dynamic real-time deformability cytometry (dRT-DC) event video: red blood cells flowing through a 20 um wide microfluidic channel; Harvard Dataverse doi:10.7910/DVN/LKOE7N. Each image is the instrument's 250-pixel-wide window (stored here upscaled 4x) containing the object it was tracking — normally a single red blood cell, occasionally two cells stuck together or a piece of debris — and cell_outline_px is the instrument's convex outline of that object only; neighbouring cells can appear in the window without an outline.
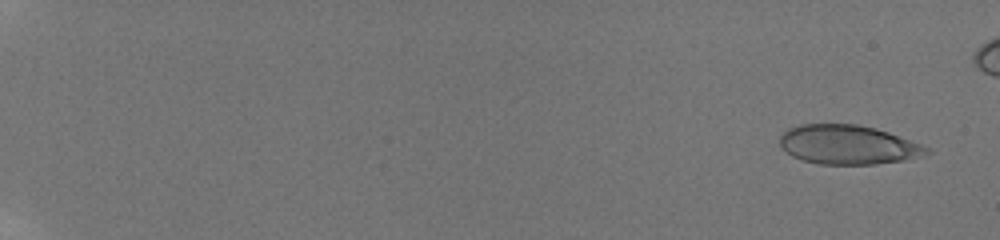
{"species": "human", "species_latin": "Homo sapiens", "temperature_condition": "room temperature", "stored_images_in_passage": 63, "camera_frame_rate_fps": 3000, "um_per_image_px": 0.085, "donor": {"sex": "male"}, "frame": {"image": 1, "passage_image": 4, "time_ms": 0.667, "image_size_px": [1000, 240], "cell_outline_px": [[932, 152], [904, 160], [876, 164], [820, 164], [804, 160], [792, 156], [780, 144], [780, 136], [788, 128], [800, 124], [856, 124], [876, 128], [888, 132], [920, 144], [928, 148]], "centroid_in_image_um": [72.07, 12.29], "position_along_channel_um": 12.9, "area_um2": 33.23}}
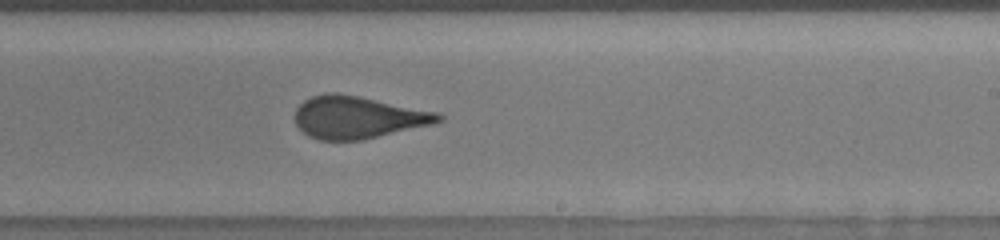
{"frame": {"image": 2, "passage_image": 50, "time_ms": 12.667, "image_size_px": [1000, 240], "cell_outline_px": [[444, 120], [432, 124], [364, 140], [320, 140], [308, 136], [296, 124], [296, 108], [304, 100], [312, 96], [328, 92], [336, 92], [440, 112], [444, 116]], "centroid_in_image_um": [30.44, 9.97], "position_along_channel_um": 258.6, "area_um2": 35.37}}
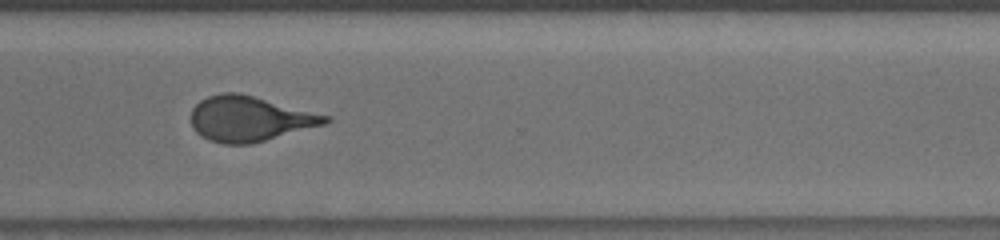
{"frame": {"image": 3, "passage_image": 57, "time_ms": 15.0, "image_size_px": [1000, 240], "cell_outline_px": [[332, 120], [324, 124], [252, 144], [224, 144], [208, 140], [200, 136], [192, 128], [192, 108], [200, 100], [208, 96], [220, 92], [240, 92], [332, 116]], "centroid_in_image_um": [21.21, 10.08], "position_along_channel_um": 349.4, "area_um2": 35.66}}